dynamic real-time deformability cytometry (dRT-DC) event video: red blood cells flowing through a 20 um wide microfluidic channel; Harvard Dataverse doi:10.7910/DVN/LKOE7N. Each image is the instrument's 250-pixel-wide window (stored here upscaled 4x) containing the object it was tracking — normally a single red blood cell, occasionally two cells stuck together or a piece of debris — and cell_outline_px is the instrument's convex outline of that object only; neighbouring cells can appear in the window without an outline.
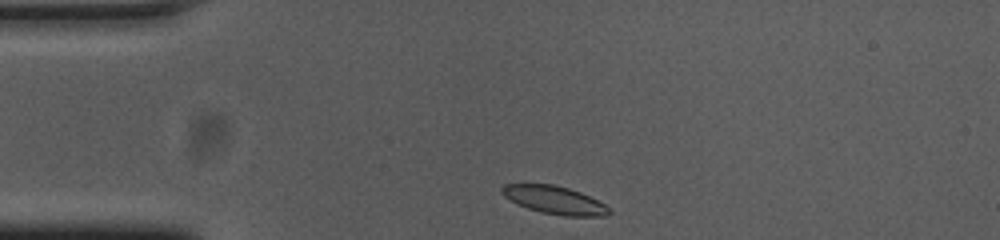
{"species": "common noctule bat (a hibernating species)", "species_latin": "Nyctalus noctula", "temperature_condition": "cold", "stored_images_in_passage": 34, "camera_frame_rate_fps": 3000, "um_per_image_px": 0.085, "animal": {"sex": "female", "body_mass_g": 23.0, "forearm_length_mm": 53.4}, "frame": {"image": 1, "passage_image": 1, "time_ms": 0.0, "image_size_px": [1000, 240], "cell_outline_px": [[612, 212], [604, 216], [564, 216], [540, 212], [528, 208], [504, 196], [500, 192], [500, 188], [504, 184], [552, 184], [568, 188], [580, 192], [604, 204]], "centroid_in_image_um": [47.12, 17.0], "position_along_channel_um": 37.9, "area_um2": 17.22}}
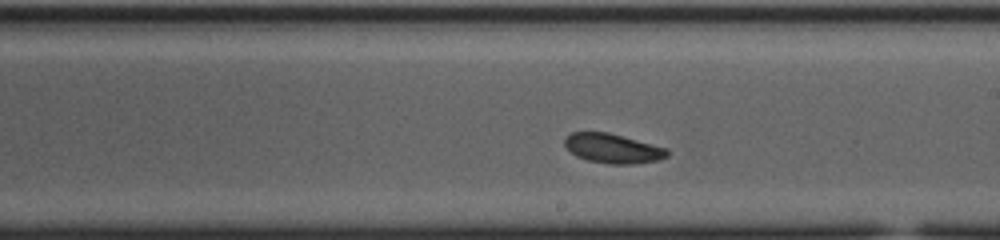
{"frame": {"image": 2, "passage_image": 20, "time_ms": 6.333, "image_size_px": [1000, 240], "cell_outline_px": [[668, 156], [656, 160], [632, 164], [608, 164], [588, 160], [576, 156], [564, 144], [564, 140], [572, 132], [608, 132], [668, 148]], "centroid_in_image_um": [52.1, 12.61], "position_along_channel_um": 236.9, "area_um2": 17.46}}
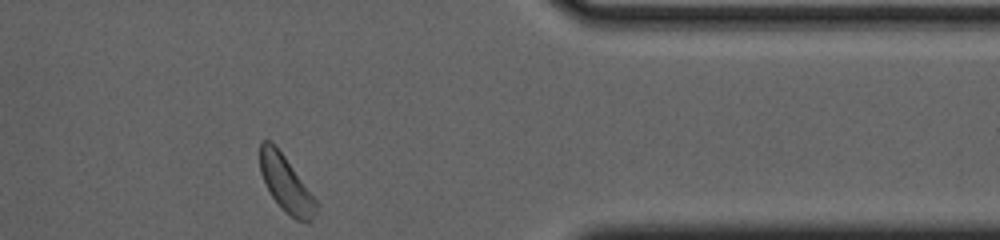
{"frame": {"image": 3, "passage_image": 34, "time_ms": 11.0, "image_size_px": [1000, 240], "cell_outline_px": [[320, 204], [312, 220], [296, 220], [284, 212], [272, 196], [260, 172], [260, 140], [268, 140], [284, 156]], "centroid_in_image_um": [24.33, 15.66], "position_along_channel_um": 387.1, "area_um2": 18.03}, "authors_computed_cell_mechanics": {"area_um2": 17.8891, "velocity_mm_per_s": 3.6514, "shape_relaxation_time_tau1_ms": 2.3797, "shape_relaxation_time_tau2_ms": null, "deformation_change_tau1": 0.0962, "deformation_change_tau2": null}}